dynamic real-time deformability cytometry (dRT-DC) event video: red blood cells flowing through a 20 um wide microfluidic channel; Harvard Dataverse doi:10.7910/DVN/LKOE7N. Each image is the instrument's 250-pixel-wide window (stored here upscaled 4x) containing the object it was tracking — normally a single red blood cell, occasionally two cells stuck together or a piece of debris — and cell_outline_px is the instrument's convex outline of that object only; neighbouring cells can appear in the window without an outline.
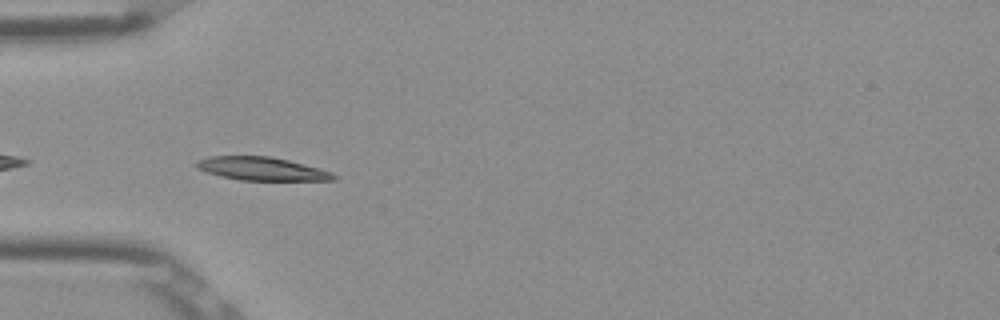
{"species": "Egyptian fruit bat (a non-hibernating species)", "species_latin": "Rousettus aegyptiacus", "temperature_condition": "room temperature", "stored_images_in_passage": 38, "camera_frame_rate_fps": 3000, "um_per_image_px": 0.085, "frame": {"image": 1, "passage_image": 2, "time_ms": 0.333, "image_size_px": [1000, 320], "cell_outline_px": [[336, 180], [240, 180], [220, 176], [196, 168], [196, 160], [208, 156], [272, 156], [320, 168], [332, 172], [336, 176]], "centroid_in_image_um": [22.24, 14.34], "position_along_channel_um": 62.8, "area_um2": 18.61}}
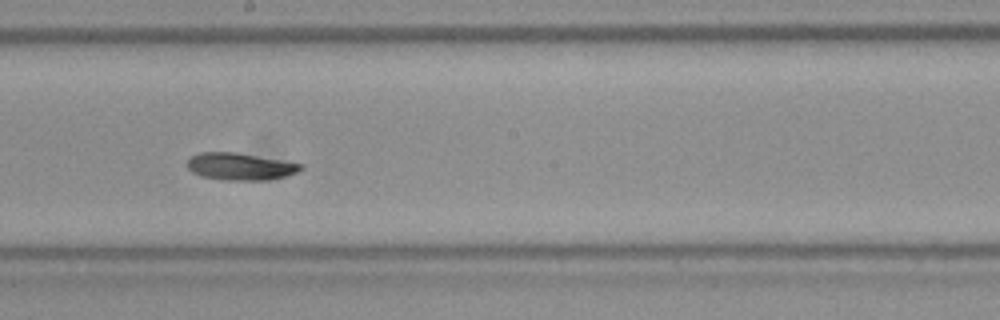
{"frame": {"image": 2, "passage_image": 15, "time_ms": 4.667, "image_size_px": [1000, 320], "cell_outline_px": [[304, 168], [296, 172], [284, 176], [268, 180], [224, 180], [200, 176], [192, 172], [184, 164], [192, 156], [200, 152], [236, 152], [304, 164]], "centroid_in_image_um": [20.39, 14.15], "position_along_channel_um": 227.8, "area_um2": 18.03}}
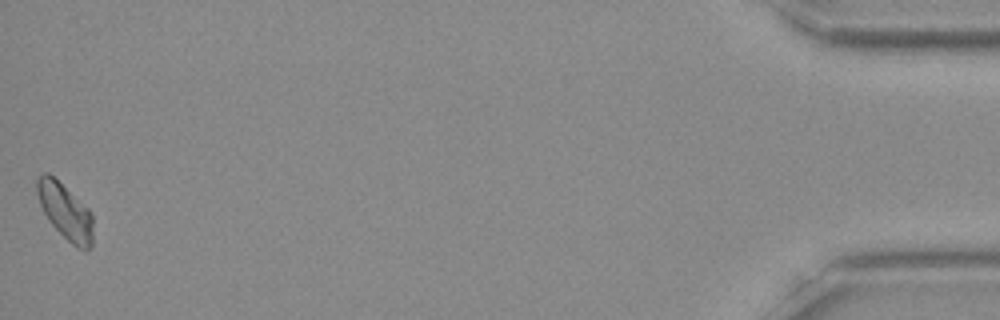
{"frame": {"image": 3, "passage_image": 38, "time_ms": 12.333, "image_size_px": [1000, 320], "cell_outline_px": [[92, 244], [84, 252], [76, 248], [48, 220], [40, 204], [36, 192], [36, 180], [44, 172], [48, 172], [88, 208], [92, 212]], "centroid_in_image_um": [5.55, 17.98], "position_along_channel_um": 429.7, "area_um2": 17.98}, "authors_computed_cell_mechanics": {"area_um2": 17.7735, "velocity_mm_per_s": 3.8479, "shape_relaxation_time_tau1_ms": 7.924, "shape_relaxation_time_tau2_ms": null, "deformation_change_tau1": 0.1799, "deformation_change_tau2": null}}